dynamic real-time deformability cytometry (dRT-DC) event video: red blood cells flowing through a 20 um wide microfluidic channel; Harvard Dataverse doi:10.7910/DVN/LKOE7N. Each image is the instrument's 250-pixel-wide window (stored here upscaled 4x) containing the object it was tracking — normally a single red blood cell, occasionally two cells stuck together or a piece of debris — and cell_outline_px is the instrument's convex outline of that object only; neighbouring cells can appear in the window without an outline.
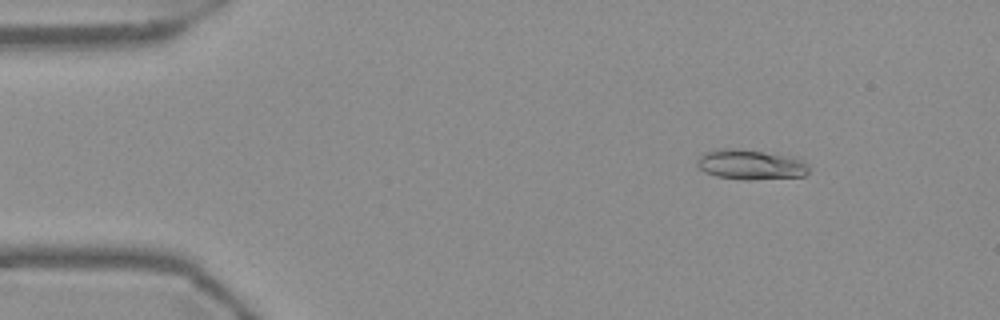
{"species": "Egyptian fruit bat (a non-hibernating species)", "species_latin": "Rousettus aegyptiacus", "temperature_condition": "warm", "stored_images_in_passage": 54, "camera_frame_rate_fps": 3000, "um_per_image_px": 0.085, "frame": {"image": 1, "passage_image": 7, "time_ms": 2.0, "image_size_px": [1000, 320], "cell_outline_px": [[808, 172], [804, 176], [748, 180], [716, 176], [704, 172], [696, 164], [696, 160], [704, 152], [712, 148], [740, 148], [764, 152], [800, 160], [808, 164]], "centroid_in_image_um": [63.71, 13.98], "position_along_channel_um": 21.3, "area_um2": 19.42}}
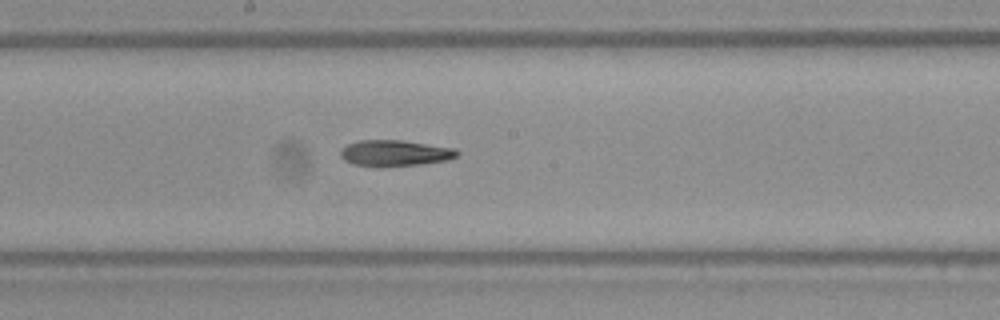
{"frame": {"image": 2, "passage_image": 29, "time_ms": 9.333, "image_size_px": [1000, 320], "cell_outline_px": [[460, 152], [456, 156], [448, 160], [420, 164], [380, 168], [376, 168], [352, 164], [344, 160], [340, 156], [340, 148], [356, 140], [404, 140], [456, 148]], "centroid_in_image_um": [33.53, 13.02], "position_along_channel_um": 214.7, "area_um2": 18.26}}
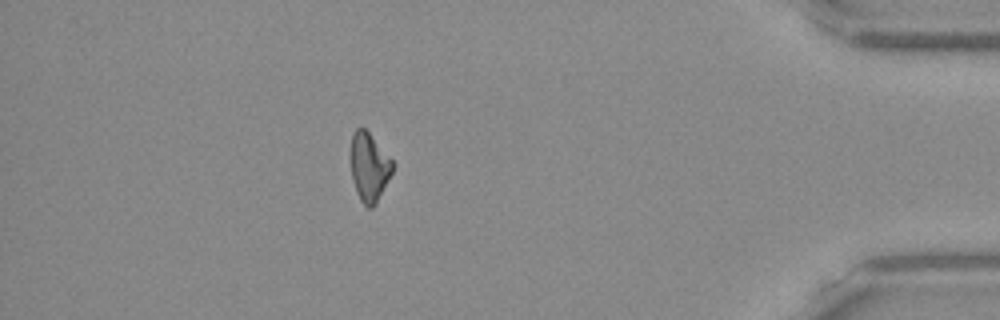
{"frame": {"image": 3, "passage_image": 48, "time_ms": 15.667, "image_size_px": [1000, 320], "cell_outline_px": [[396, 164], [392, 172], [372, 208], [368, 208], [360, 200], [356, 192], [352, 180], [348, 156], [352, 132], [356, 128], [364, 128], [368, 132]], "centroid_in_image_um": [31.32, 14.15], "position_along_channel_um": 403.9, "area_um2": 16.99}}